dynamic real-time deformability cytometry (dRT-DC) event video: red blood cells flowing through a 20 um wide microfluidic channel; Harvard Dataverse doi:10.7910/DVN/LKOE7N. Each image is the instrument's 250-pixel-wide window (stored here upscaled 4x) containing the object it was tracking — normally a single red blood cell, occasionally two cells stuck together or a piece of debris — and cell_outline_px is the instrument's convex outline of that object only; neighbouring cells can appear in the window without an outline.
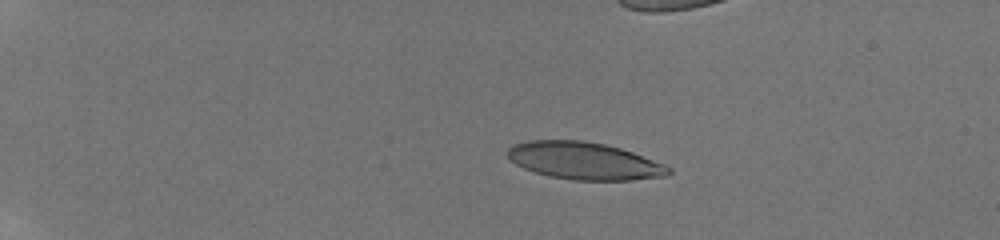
{"species": "human", "species_latin": "Homo sapiens", "temperature_condition": "room temperature", "stored_images_in_passage": 28, "camera_frame_rate_fps": 3000, "um_per_image_px": 0.085, "donor": {"sex": "male"}, "frame": {"image": 1, "passage_image": 18, "time_ms": 4.667, "image_size_px": [1000, 240], "cell_outline_px": [[672, 172], [668, 176], [632, 180], [572, 180], [548, 176], [524, 168], [516, 164], [508, 156], [508, 148], [516, 144], [528, 140], [584, 140], [604, 144], [620, 148], [632, 152], [664, 164], [672, 168]], "centroid_in_image_um": [49.69, 13.68], "position_along_channel_um": 35.3, "area_um2": 34.97}}